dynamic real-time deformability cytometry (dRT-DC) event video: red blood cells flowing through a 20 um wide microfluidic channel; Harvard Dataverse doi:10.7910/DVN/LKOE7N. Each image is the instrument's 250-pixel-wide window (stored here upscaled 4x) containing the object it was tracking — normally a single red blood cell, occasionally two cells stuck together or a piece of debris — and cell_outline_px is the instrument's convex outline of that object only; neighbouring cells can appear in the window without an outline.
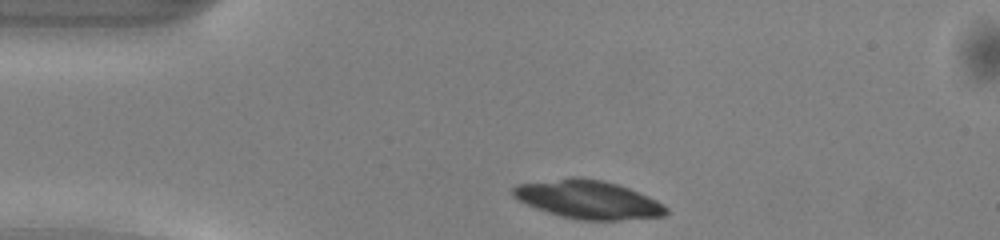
{"species": "common noctule bat (a hibernating species)", "species_latin": "Nyctalus noctula", "temperature_condition": "warm", "stored_images_in_passage": 40, "camera_frame_rate_fps": 3000, "um_per_image_px": 0.085, "animal": {"sex": "male", "body_mass_g": 13.0, "forearm_length_mm": 53.1}, "frame": {"image": 1, "passage_image": 1, "time_ms": 0.0, "image_size_px": [1000, 240], "cell_outline_px": [[668, 212], [664, 216], [620, 220], [580, 220], [560, 216], [536, 208], [512, 196], [512, 188], [516, 184], [572, 176], [580, 176], [604, 180], [628, 188], [648, 196], [664, 204], [668, 208]], "centroid_in_image_um": [49.99, 16.95], "position_along_channel_um": 35.0, "area_um2": 34.39}}
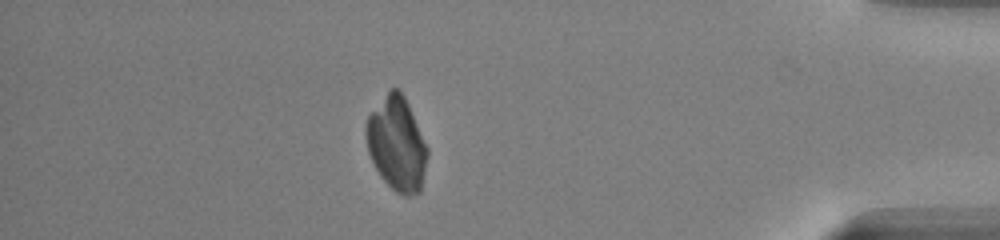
{"frame": {"image": 2, "passage_image": 34, "time_ms": 11.0, "image_size_px": [1000, 240], "cell_outline_px": [[428, 156], [420, 192], [408, 196], [404, 196], [396, 192], [380, 176], [368, 152], [364, 132], [364, 128], [368, 116], [388, 92], [392, 88], [396, 88], [404, 96], [408, 104], [428, 148]], "centroid_in_image_um": [33.72, 12.26], "position_along_channel_um": 401.5, "area_um2": 33.23}}